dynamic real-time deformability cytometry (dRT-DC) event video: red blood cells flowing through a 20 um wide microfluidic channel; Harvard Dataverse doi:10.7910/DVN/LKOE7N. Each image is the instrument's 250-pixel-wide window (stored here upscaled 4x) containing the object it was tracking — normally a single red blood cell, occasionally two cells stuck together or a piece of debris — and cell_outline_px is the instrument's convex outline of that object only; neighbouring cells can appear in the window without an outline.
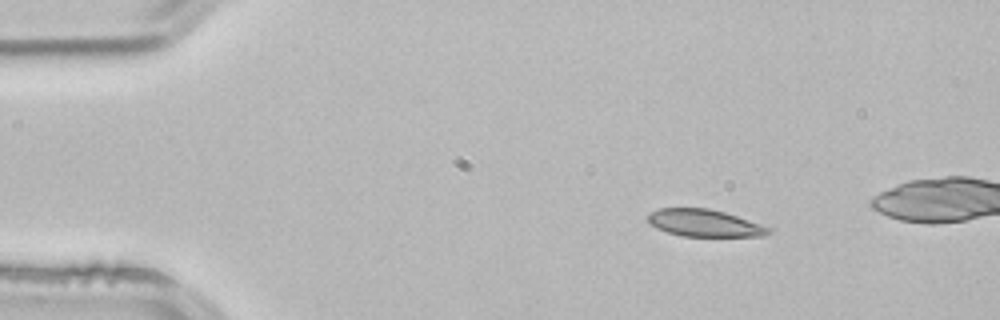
{"species": "common noctule bat (a hibernating species)", "species_latin": "Nyctalus noctula", "temperature_condition": "room temperature", "stored_images_in_passage": 3, "camera_frame_rate_fps": 3000, "um_per_image_px": 0.085, "animal": {"sex": "male", "body_mass_g": 21.5, "forearm_length_mm": 52.0}, "frame": {"image": 1, "passage_image": 1, "time_ms": 0.0, "image_size_px": [1000, 320], "cell_outline_px": [[772, 232], [764, 236], [684, 236], [668, 232], [656, 228], [648, 220], [648, 216], [652, 212], [660, 208], [708, 208], [724, 212], [772, 228]], "centroid_in_image_um": [59.91, 18.96], "position_along_channel_um": 25.1, "area_um2": 18.84}}